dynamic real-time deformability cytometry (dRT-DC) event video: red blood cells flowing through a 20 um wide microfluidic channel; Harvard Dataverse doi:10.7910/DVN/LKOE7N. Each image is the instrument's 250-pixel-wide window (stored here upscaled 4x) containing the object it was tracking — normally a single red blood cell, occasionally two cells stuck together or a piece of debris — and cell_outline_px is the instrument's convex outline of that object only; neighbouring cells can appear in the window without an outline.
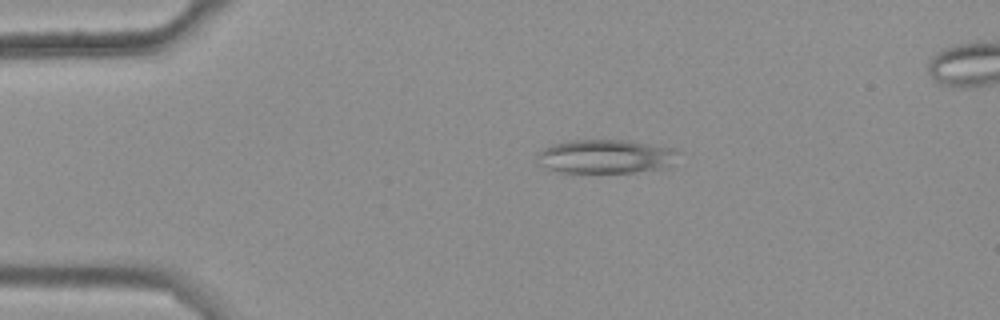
{"species": "common noctule bat (a hibernating species)", "species_latin": "Nyctalus noctula", "temperature_condition": "warm", "stored_images_in_passage": 48, "camera_frame_rate_fps": 3000, "um_per_image_px": 0.085, "animal": {"sex": "female", "body_mass_g": 25.1}, "frame": {"image": 1, "passage_image": 11, "time_ms": 3.333, "image_size_px": [1000, 320], "cell_outline_px": [[684, 152], [668, 168], [636, 172], [560, 172], [536, 164], [536, 152], [552, 144], [568, 140], [624, 140], [676, 148]], "centroid_in_image_um": [51.52, 13.3], "position_along_channel_um": 33.5, "area_um2": 28.44}}
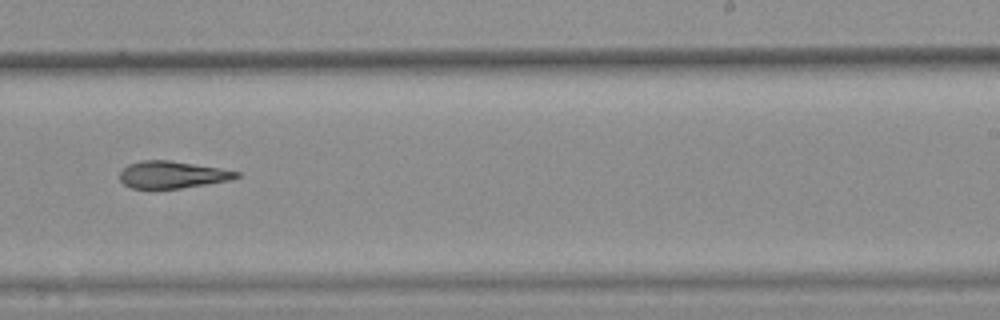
{"frame": {"image": 2, "passage_image": 34, "time_ms": 11.0, "image_size_px": [1000, 320], "cell_outline_px": [[240, 176], [232, 180], [180, 188], [132, 188], [124, 184], [120, 180], [120, 172], [128, 164], [140, 160], [168, 160], [220, 168], [240, 172]], "centroid_in_image_um": [14.65, 14.84], "position_along_channel_um": 274.4, "area_um2": 18.32}}
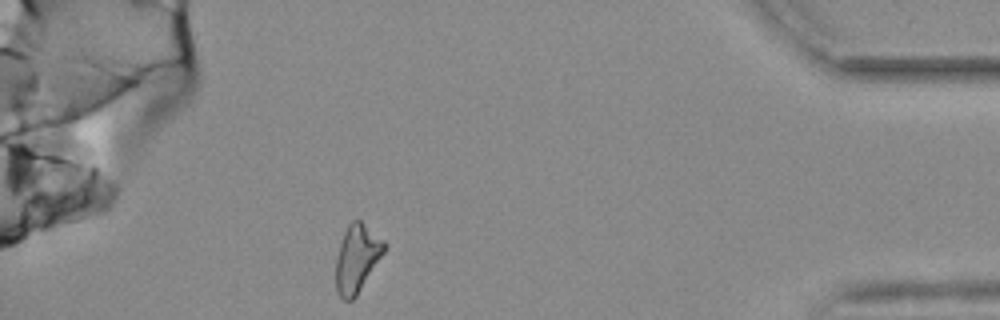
{"frame": {"image": 3, "passage_image": 48, "time_ms": 15.667, "image_size_px": [1000, 320], "cell_outline_px": [[388, 244], [384, 252], [356, 296], [352, 300], [344, 300], [336, 292], [336, 260], [340, 244], [344, 232], [348, 224], [352, 220], [360, 220], [384, 240]], "centroid_in_image_um": [30.34, 21.95], "position_along_channel_um": 404.9, "area_um2": 18.9}, "authors_computed_cell_mechanics": {"area_um2": 19.7098, "velocity_mm_per_s": 3.717, "shape_relaxation_time_tau1_ms": null, "shape_relaxation_time_tau2_ms": 7.3366, "deformation_change_tau1": null, "deformation_change_tau2": 0.1964}}